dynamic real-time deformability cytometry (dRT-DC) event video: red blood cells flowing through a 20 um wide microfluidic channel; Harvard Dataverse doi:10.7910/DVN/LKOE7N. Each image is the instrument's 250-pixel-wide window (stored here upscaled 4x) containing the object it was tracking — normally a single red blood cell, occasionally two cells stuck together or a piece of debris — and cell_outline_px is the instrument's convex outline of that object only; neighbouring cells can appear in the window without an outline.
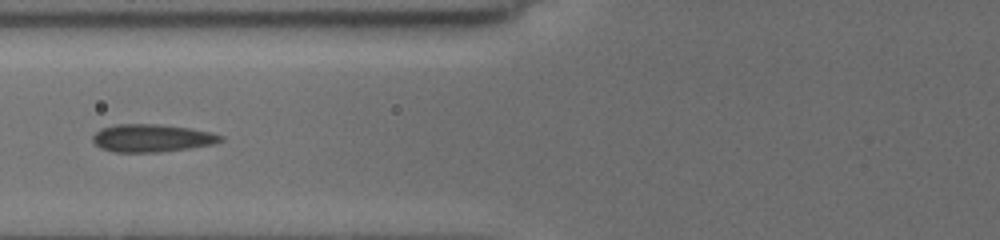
{"species": "common noctule bat (a hibernating species)", "species_latin": "Nyctalus noctula", "temperature_condition": "cold", "stored_images_in_passage": 8, "camera_frame_rate_fps": 3000, "um_per_image_px": 0.085, "animal": {"sex": "female", "body_mass_g": 19.5, "forearm_length_mm": 54.1}, "frame": {"image": 1, "passage_image": 7, "time_ms": 6.333, "image_size_px": [1000, 240], "cell_outline_px": [[224, 140], [212, 144], [188, 148], [160, 152], [112, 152], [100, 148], [92, 140], [92, 136], [100, 128], [116, 124], [160, 124], [188, 128], [212, 132], [224, 136]], "centroid_in_image_um": [12.89, 11.73], "position_along_channel_um": 112.9, "area_um2": 20.75}}